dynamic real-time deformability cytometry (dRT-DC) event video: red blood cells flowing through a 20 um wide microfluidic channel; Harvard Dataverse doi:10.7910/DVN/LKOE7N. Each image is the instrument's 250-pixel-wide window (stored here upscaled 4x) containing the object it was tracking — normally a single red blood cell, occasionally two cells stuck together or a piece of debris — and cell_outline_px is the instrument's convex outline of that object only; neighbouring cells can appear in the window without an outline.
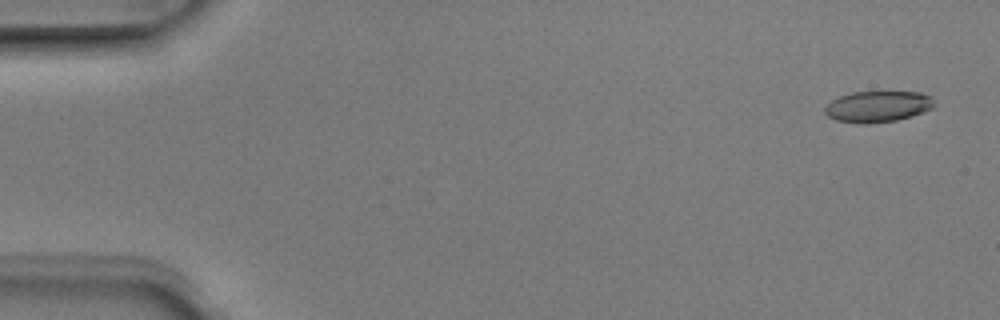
{"species": "Egyptian fruit bat (a non-hibernating species)", "species_latin": "Rousettus aegyptiacus", "temperature_condition": "room temperature", "stored_images_in_passage": 5, "camera_frame_rate_fps": 3000, "um_per_image_px": 0.085, "animal": {"sex": "male"}, "frame": {"image": 1, "passage_image": 1, "time_ms": 0.0, "image_size_px": [1000, 320], "cell_outline_px": [[932, 108], [924, 112], [912, 116], [896, 120], [864, 124], [856, 124], [836, 120], [828, 116], [824, 112], [824, 108], [832, 100], [840, 96], [852, 92], [920, 92], [932, 96]], "centroid_in_image_um": [74.59, 9.06], "position_along_channel_um": 10.4, "area_um2": 19.83}}
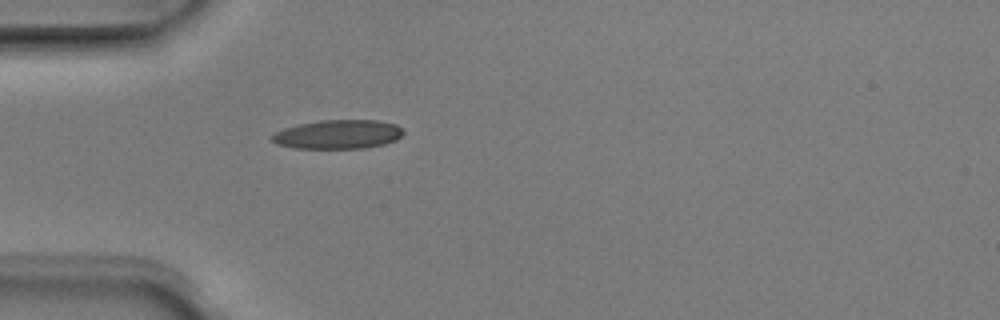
{"frame": {"image": 2, "passage_image": 5, "time_ms": 1.333, "image_size_px": [1000, 320], "cell_outline_px": [[404, 132], [396, 140], [384, 144], [364, 148], [292, 148], [276, 144], [272, 140], [272, 136], [276, 132], [284, 128], [300, 124], [320, 120], [376, 120], [396, 124]], "centroid_in_image_um": [28.73, 11.42], "position_along_channel_um": 56.3, "area_um2": 22.08}}